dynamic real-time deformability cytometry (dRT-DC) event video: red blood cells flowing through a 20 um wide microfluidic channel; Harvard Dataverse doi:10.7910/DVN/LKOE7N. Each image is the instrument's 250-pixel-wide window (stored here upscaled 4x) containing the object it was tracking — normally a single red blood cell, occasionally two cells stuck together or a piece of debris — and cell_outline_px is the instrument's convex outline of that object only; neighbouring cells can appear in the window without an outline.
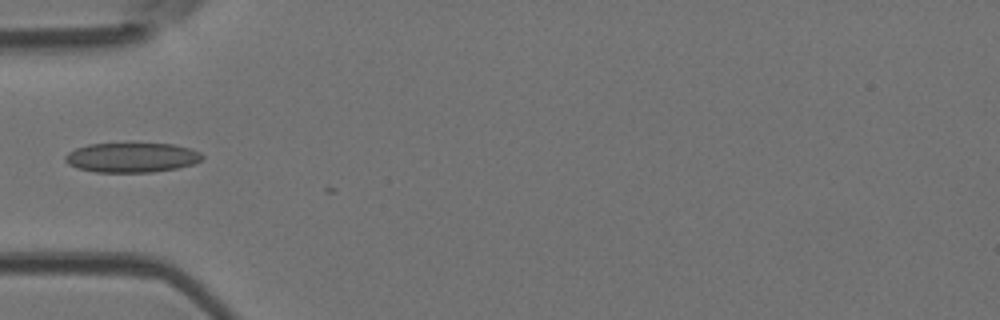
{"species": "Egyptian fruit bat (a non-hibernating species)", "species_latin": "Rousettus aegyptiacus", "temperature_condition": "room temperature", "stored_images_in_passage": 5, "camera_frame_rate_fps": 3000, "um_per_image_px": 0.085, "animal": {"sex": "female"}, "frame": {"image": 1, "passage_image": 4, "time_ms": 1.0, "image_size_px": [1000, 320], "cell_outline_px": [[204, 156], [196, 164], [176, 168], [152, 172], [96, 172], [76, 168], [68, 164], [64, 160], [64, 156], [68, 152], [76, 148], [88, 144], [172, 144], [188, 148], [200, 152]], "centroid_in_image_um": [11.18, 13.4], "position_along_channel_um": 73.8, "area_um2": 23.64}}